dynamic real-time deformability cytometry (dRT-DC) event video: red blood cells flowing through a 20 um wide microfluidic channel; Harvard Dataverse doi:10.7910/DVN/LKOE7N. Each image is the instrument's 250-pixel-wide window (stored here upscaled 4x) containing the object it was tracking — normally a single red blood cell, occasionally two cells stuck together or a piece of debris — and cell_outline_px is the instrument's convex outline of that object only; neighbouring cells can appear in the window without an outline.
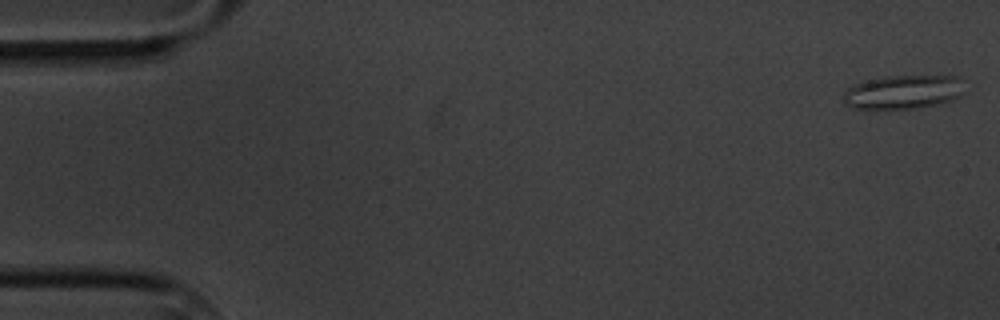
{"species": "common noctule bat (a hibernating species)", "species_latin": "Nyctalus noctula", "temperature_condition": "cold", "stored_images_in_passage": 7, "camera_frame_rate_fps": 3000, "um_per_image_px": 0.085, "animal": {"sex": "male", "body_mass_g": 20.1, "forearm_length_mm": 53.5}, "frame": {"image": 1, "passage_image": 1, "time_ms": 0.0, "image_size_px": [1000, 320], "cell_outline_px": [[968, 92], [952, 100], [936, 104], [916, 108], [856, 108], [844, 104], [844, 92], [848, 88], [856, 84], [868, 80], [884, 76], [960, 76]], "centroid_in_image_um": [76.87, 7.8], "position_along_channel_um": 8.1, "area_um2": 23.93}}
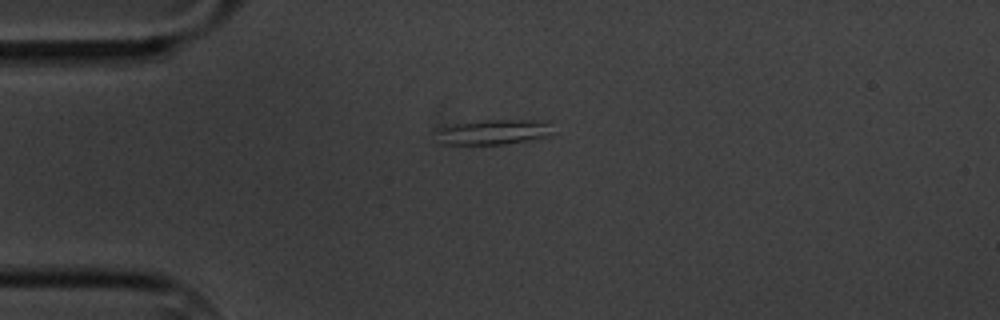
{"frame": {"image": 2, "passage_image": 4, "time_ms": 4.333, "image_size_px": [1000, 320], "cell_outline_px": [[556, 132], [548, 136], [504, 144], [436, 144], [432, 132], [444, 124], [484, 120], [548, 120]], "centroid_in_image_um": [41.83, 11.21], "position_along_channel_um": 43.2, "area_um2": 17.86}}
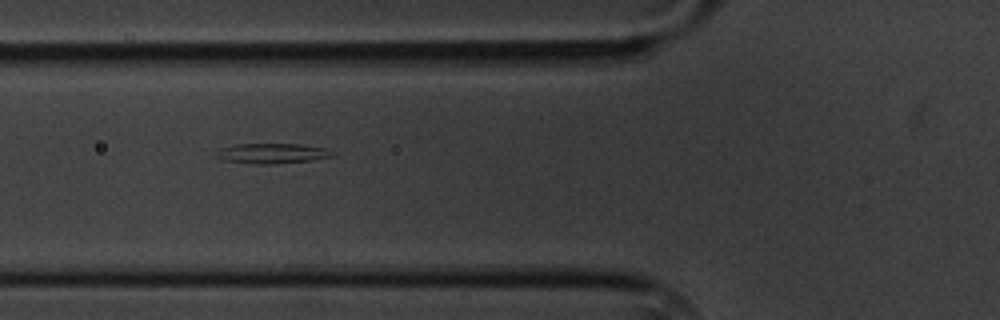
{"frame": {"image": 3, "passage_image": 6, "time_ms": 6.667, "image_size_px": [1000, 320], "cell_outline_px": [[332, 156], [312, 160], [276, 164], [256, 164], [224, 160], [216, 156], [212, 152], [220, 148], [236, 144], [300, 144], [324, 148], [332, 152]], "centroid_in_image_um": [23.05, 13.04], "position_along_channel_um": 102.7, "area_um2": 13.58}}